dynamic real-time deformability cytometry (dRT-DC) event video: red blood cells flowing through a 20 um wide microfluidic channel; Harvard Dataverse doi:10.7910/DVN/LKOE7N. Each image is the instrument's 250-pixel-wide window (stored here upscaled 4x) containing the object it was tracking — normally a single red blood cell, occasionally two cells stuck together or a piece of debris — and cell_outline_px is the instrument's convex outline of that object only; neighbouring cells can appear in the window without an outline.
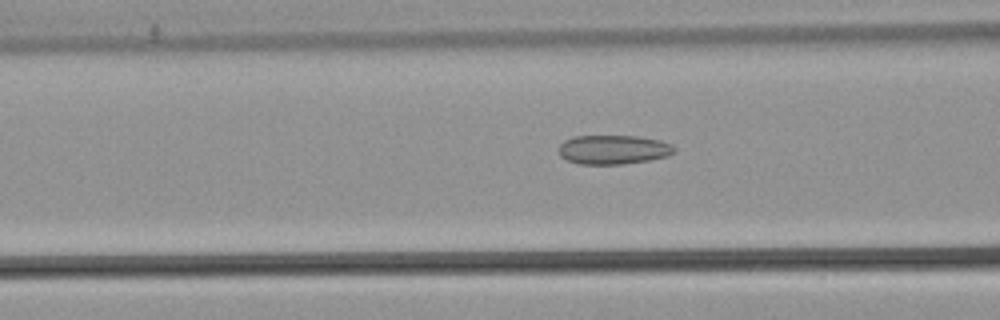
{"species": "common noctule bat (a hibernating species)", "species_latin": "Nyctalus noctula", "temperature_condition": "warm", "stored_images_in_passage": 40, "camera_frame_rate_fps": 3000, "um_per_image_px": 0.085, "animal": {"sex": "male", "body_mass_g": 21.5, "forearm_length_mm": 52.0}, "frame": {"image": 1, "passage_image": 8, "time_ms": 2.333, "image_size_px": [1000, 320], "cell_outline_px": [[676, 152], [668, 156], [648, 160], [624, 164], [580, 164], [568, 160], [560, 156], [560, 144], [564, 140], [572, 136], [636, 136], [660, 140], [672, 144], [676, 148]], "centroid_in_image_um": [52.16, 12.71], "position_along_channel_um": 114.4, "area_um2": 19.71}}
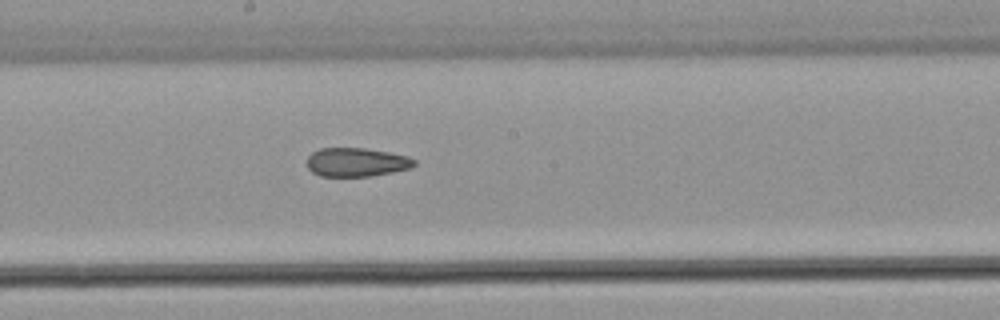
{"frame": {"image": 2, "passage_image": 16, "time_ms": 5.0, "image_size_px": [1000, 320], "cell_outline_px": [[416, 164], [412, 168], [372, 176], [320, 176], [312, 172], [308, 168], [308, 156], [312, 152], [320, 148], [364, 148], [388, 152], [408, 156], [416, 160]], "centroid_in_image_um": [30.32, 13.79], "position_along_channel_um": 217.9, "area_um2": 18.03}}
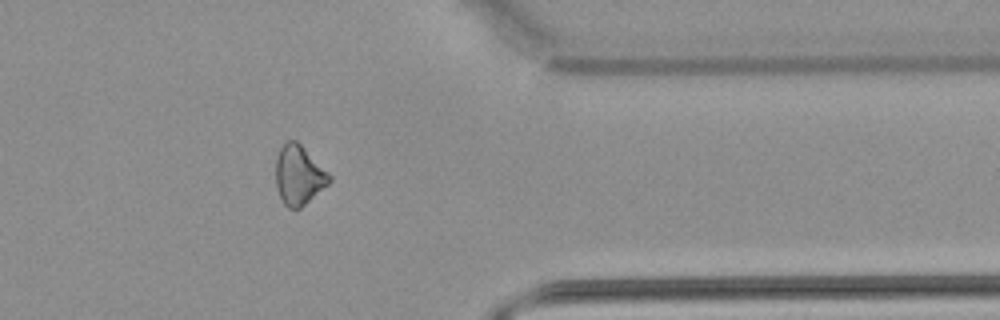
{"frame": {"image": 3, "passage_image": 30, "time_ms": 9.667, "image_size_px": [1000, 320], "cell_outline_px": [[332, 180], [328, 184], [300, 208], [288, 208], [284, 204], [276, 188], [276, 156], [280, 148], [288, 140], [296, 140], [332, 176]], "centroid_in_image_um": [25.39, 14.88], "position_along_channel_um": 386.0, "area_um2": 18.32}, "authors_computed_cell_mechanics": {"area_um2": 19.1607, "velocity_mm_per_s": 3.8824, "shape_relaxation_time_tau1_ms": null, "shape_relaxation_time_tau2_ms": 4.8141, "deformation_change_tau1": null, "deformation_change_tau2": 0.1291}}